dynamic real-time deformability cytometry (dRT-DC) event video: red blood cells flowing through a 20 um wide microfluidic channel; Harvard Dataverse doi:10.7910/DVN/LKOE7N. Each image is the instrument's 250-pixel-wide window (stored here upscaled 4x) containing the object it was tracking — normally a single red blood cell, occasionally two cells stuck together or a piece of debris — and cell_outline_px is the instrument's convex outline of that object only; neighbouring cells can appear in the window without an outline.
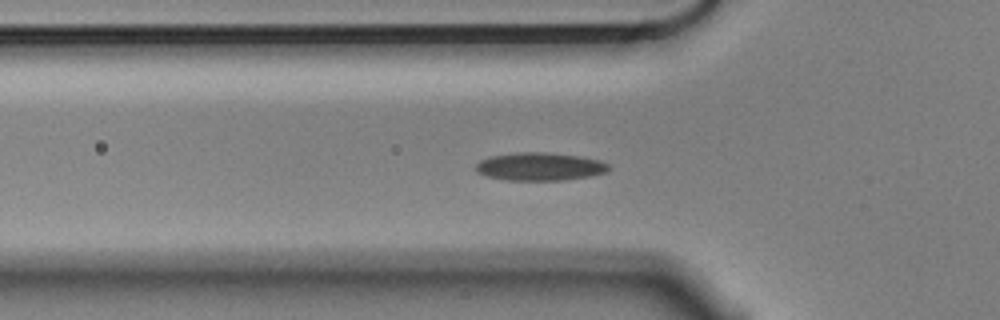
{"species": "Egyptian fruit bat (a non-hibernating species)", "species_latin": "Rousettus aegyptiacus", "temperature_condition": "cold", "stored_images_in_passage": 41, "camera_frame_rate_fps": 3000, "um_per_image_px": 0.085, "animal": {"sex": "male"}, "frame": {"image": 1, "passage_image": 2, "time_ms": 0.333, "image_size_px": [1000, 320], "cell_outline_px": [[612, 168], [608, 172], [588, 176], [564, 180], [508, 180], [488, 176], [476, 172], [476, 164], [480, 160], [492, 156], [516, 152], [544, 152], [580, 156], [600, 160], [608, 164]], "centroid_in_image_um": [45.92, 14.15], "position_along_channel_um": 79.9, "area_um2": 21.68}}
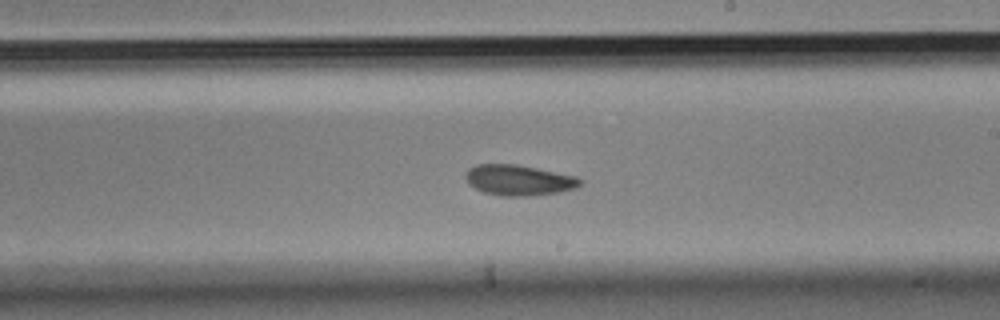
{"frame": {"image": 2, "passage_image": 16, "time_ms": 5.0, "image_size_px": [1000, 320], "cell_outline_px": [[580, 184], [576, 188], [560, 192], [528, 196], [500, 196], [484, 192], [468, 184], [464, 176], [468, 168], [476, 164], [516, 164], [576, 176], [580, 180]], "centroid_in_image_um": [44.05, 15.31], "position_along_channel_um": 244.9, "area_um2": 20.4}}
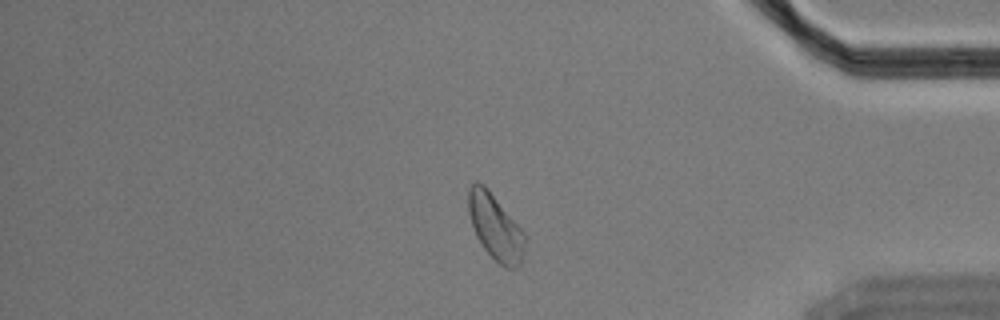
{"frame": {"image": 3, "passage_image": 31, "time_ms": 10.0, "image_size_px": [1000, 320], "cell_outline_px": [[528, 240], [524, 256], [520, 264], [516, 268], [504, 268], [484, 248], [476, 236], [468, 212], [468, 188], [476, 180], [484, 184], [488, 188], [524, 232]], "centroid_in_image_um": [42.14, 19.3], "position_along_channel_um": 393.1, "area_um2": 21.85}, "authors_computed_cell_mechanics": {"area_um2": 20.6924, "velocity_mm_per_s": 3.5267, "shape_relaxation_time_tau1_ms": 6.1066, "shape_relaxation_time_tau2_ms": 5.8116, "deformation_change_tau1": 0.1358, "deformation_change_tau2": 0.1029}}